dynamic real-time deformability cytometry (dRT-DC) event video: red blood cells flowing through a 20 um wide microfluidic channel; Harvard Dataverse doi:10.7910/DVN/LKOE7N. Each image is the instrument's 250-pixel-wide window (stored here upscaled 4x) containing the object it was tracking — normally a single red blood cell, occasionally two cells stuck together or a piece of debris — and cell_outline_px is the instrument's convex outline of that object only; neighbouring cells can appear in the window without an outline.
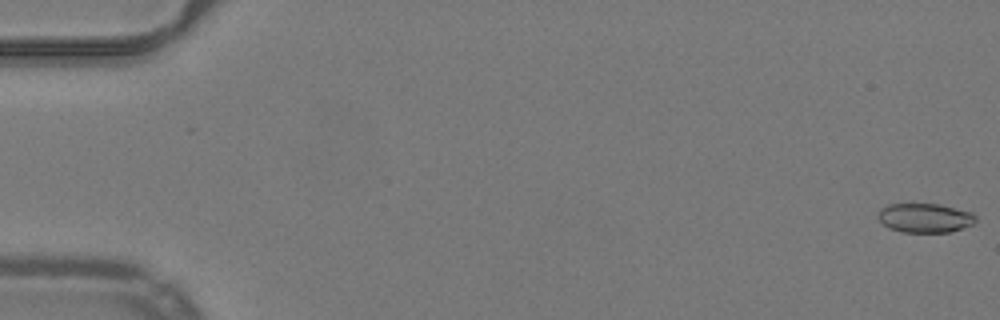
{"species": "common noctule bat (a hibernating species)", "species_latin": "Nyctalus noctula", "temperature_condition": "warm", "stored_images_in_passage": 52, "camera_frame_rate_fps": 3000, "um_per_image_px": 0.085, "animal": {"sex": "male", "body_mass_g": 19.2, "forearm_length_mm": 51.8}, "frame": {"image": 1, "passage_image": 1, "time_ms": 0.0, "image_size_px": [1000, 320], "cell_outline_px": [[976, 220], [972, 224], [952, 232], [900, 232], [888, 228], [876, 216], [876, 212], [880, 208], [888, 204], [940, 204], [972, 212], [976, 216]], "centroid_in_image_um": [78.58, 18.52], "position_along_channel_um": 6.4, "area_um2": 16.82}}
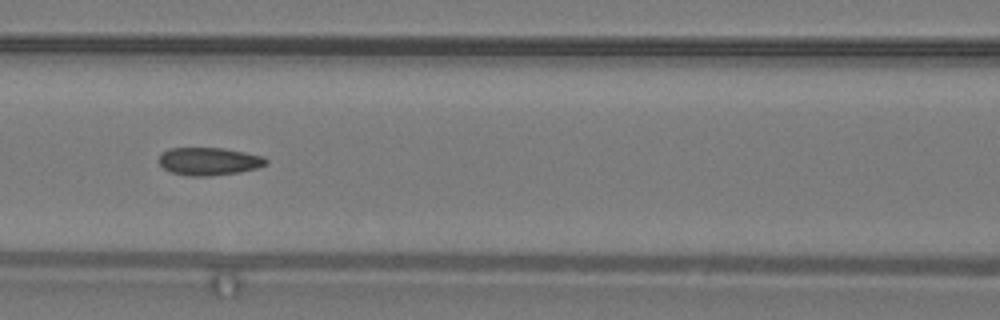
{"frame": {"image": 2, "passage_image": 24, "time_ms": 7.667, "image_size_px": [1000, 320], "cell_outline_px": [[268, 164], [256, 168], [236, 172], [212, 176], [188, 176], [172, 172], [164, 168], [160, 164], [160, 152], [168, 148], [224, 148], [264, 156], [268, 160]], "centroid_in_image_um": [17.76, 13.7], "position_along_channel_um": 148.8, "area_um2": 17.34}}
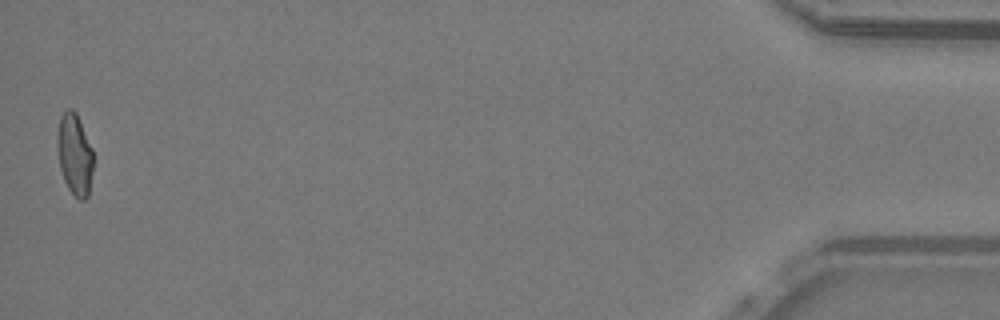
{"frame": {"image": 3, "passage_image": 52, "time_ms": 17.0, "image_size_px": [1000, 320], "cell_outline_px": [[92, 172], [88, 196], [84, 200], [80, 200], [68, 188], [64, 180], [60, 168], [56, 144], [56, 136], [60, 116], [68, 108], [72, 108], [76, 112], [92, 148]], "centroid_in_image_um": [6.32, 13.09], "position_along_channel_um": 428.9, "area_um2": 17.05}, "authors_computed_cell_mechanics": {"area_um2": 17.34, "velocity_mm_per_s": 4.0183, "shape_relaxation_time_tau1_ms": null, "shape_relaxation_time_tau2_ms": 1.2308, "deformation_change_tau1": null, "deformation_change_tau2": 0.0706}}